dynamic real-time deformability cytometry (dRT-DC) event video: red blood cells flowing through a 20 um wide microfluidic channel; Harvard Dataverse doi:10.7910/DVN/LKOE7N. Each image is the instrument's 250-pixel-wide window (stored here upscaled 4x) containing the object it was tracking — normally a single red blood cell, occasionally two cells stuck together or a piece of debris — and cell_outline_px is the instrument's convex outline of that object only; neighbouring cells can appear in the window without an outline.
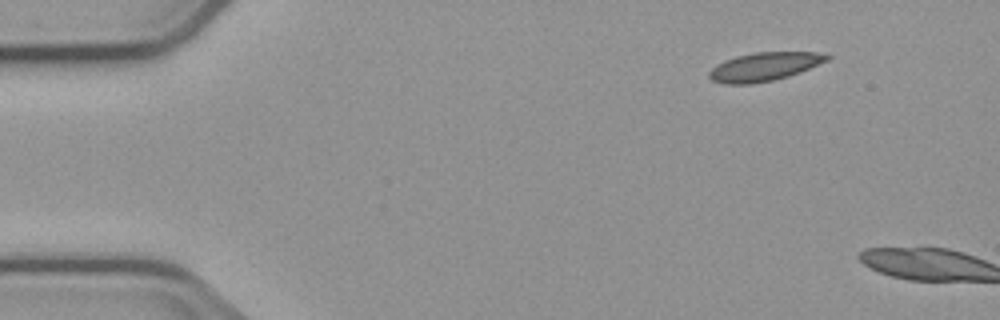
{"species": "common noctule bat (a hibernating species)", "species_latin": "Nyctalus noctula", "temperature_condition": "cold", "stored_images_in_passage": 2, "camera_frame_rate_fps": 3000, "um_per_image_px": 0.085, "animal": {"sex": "male", "body_mass_g": 23.1, "forearm_length_mm": 52.7}, "frame": {"image": 1, "passage_image": 1, "time_ms": 0.0, "image_size_px": [1000, 320], "cell_outline_px": [[832, 56], [828, 60], [800, 72], [788, 76], [772, 80], [752, 84], [724, 84], [712, 80], [708, 76], [708, 72], [716, 64], [724, 60], [736, 56], [756, 52], [816, 52]], "centroid_in_image_um": [64.93, 5.67], "position_along_channel_um": 20.1, "area_um2": 19.54}}